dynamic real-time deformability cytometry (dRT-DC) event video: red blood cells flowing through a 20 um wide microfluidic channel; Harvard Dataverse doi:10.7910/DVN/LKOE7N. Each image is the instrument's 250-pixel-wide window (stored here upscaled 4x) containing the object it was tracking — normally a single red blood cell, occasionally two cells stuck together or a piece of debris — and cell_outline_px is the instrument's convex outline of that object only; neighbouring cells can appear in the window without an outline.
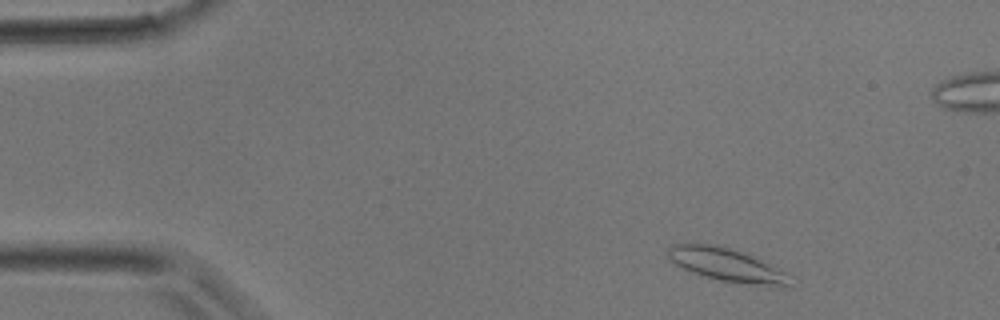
{"species": "common noctule bat (a hibernating species)", "species_latin": "Nyctalus noctula", "temperature_condition": "room temperature", "stored_images_in_passage": 38, "camera_frame_rate_fps": 3000, "um_per_image_px": 0.085, "animal": {"sex": "male", "body_mass_g": 17.9}, "frame": {"image": 1, "passage_image": 3, "time_ms": 0.667, "image_size_px": [1000, 320], "cell_outline_px": [[788, 284], [752, 284], [720, 280], [700, 276], [676, 264], [668, 256], [668, 248], [672, 244], [716, 244], [740, 252], [768, 264], [784, 272]], "centroid_in_image_um": [61.59, 22.47], "position_along_channel_um": 23.4, "area_um2": 22.2}}
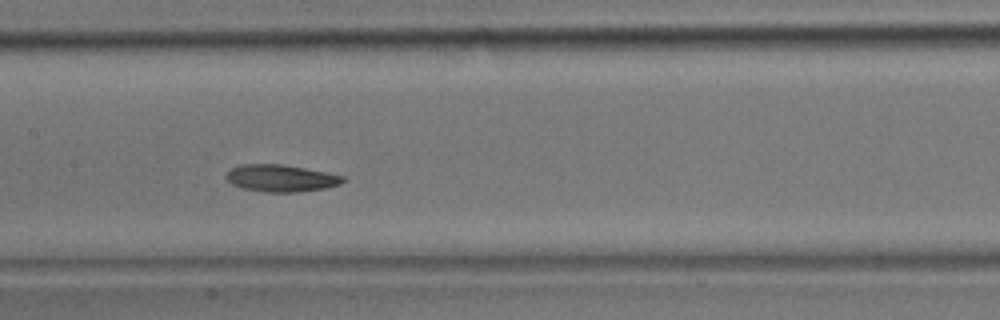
{"frame": {"image": 2, "passage_image": 17, "time_ms": 5.333, "image_size_px": [1000, 320], "cell_outline_px": [[348, 180], [340, 184], [324, 188], [296, 192], [264, 192], [244, 188], [232, 184], [224, 176], [232, 168], [240, 164], [280, 164], [304, 168], [344, 176]], "centroid_in_image_um": [23.88, 15.14], "position_along_channel_um": 183.5, "area_um2": 18.26}}
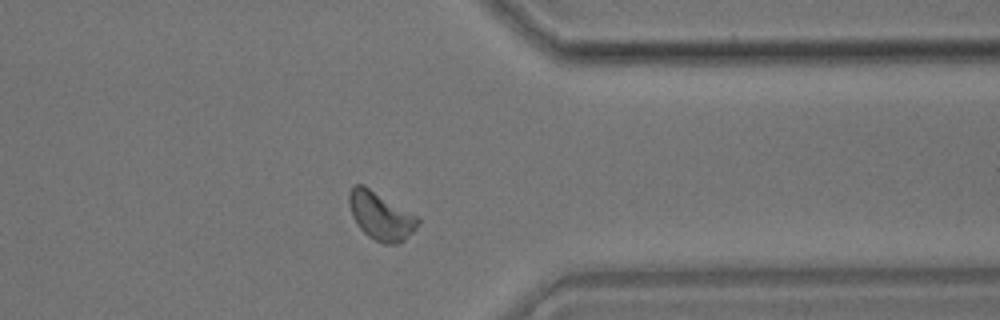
{"frame": {"image": 3, "passage_image": 29, "time_ms": 9.333, "image_size_px": [1000, 320], "cell_outline_px": [[420, 220], [416, 228], [404, 240], [396, 244], [384, 244], [368, 236], [356, 224], [352, 216], [348, 204], [348, 192], [352, 184], [364, 184], [420, 216]], "centroid_in_image_um": [32.35, 18.31], "position_along_channel_um": 379.0, "area_um2": 19.71}}